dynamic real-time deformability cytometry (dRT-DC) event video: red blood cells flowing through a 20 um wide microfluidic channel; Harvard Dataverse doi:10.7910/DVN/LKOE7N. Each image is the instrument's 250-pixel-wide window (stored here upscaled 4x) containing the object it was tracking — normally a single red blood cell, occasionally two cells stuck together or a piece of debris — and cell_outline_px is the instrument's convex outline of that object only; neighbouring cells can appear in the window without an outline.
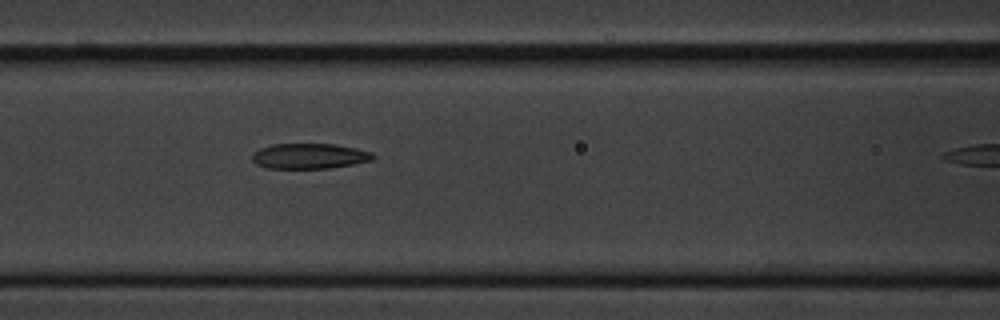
{"species": "common noctule bat (a hibernating species)", "species_latin": "Nyctalus noctula", "temperature_condition": "cold", "stored_images_in_passage": 6, "segment_of_instrument_passage": [1, 2], "camera_frame_rate_fps": 3000, "um_per_image_px": 0.085, "animal": {"sex": "male", "body_mass_g": 20.1, "forearm_length_mm": 53.5}, "frame": {"image": 1, "passage_image": 5, "time_ms": 4.667, "image_size_px": [1000, 320], "cell_outline_px": [[376, 156], [372, 160], [332, 168], [268, 168], [256, 164], [252, 160], [252, 152], [260, 148], [272, 144], [336, 144], [356, 148], [372, 152]], "centroid_in_image_um": [26.3, 13.26], "position_along_channel_um": 140.3, "area_um2": 17.92}}